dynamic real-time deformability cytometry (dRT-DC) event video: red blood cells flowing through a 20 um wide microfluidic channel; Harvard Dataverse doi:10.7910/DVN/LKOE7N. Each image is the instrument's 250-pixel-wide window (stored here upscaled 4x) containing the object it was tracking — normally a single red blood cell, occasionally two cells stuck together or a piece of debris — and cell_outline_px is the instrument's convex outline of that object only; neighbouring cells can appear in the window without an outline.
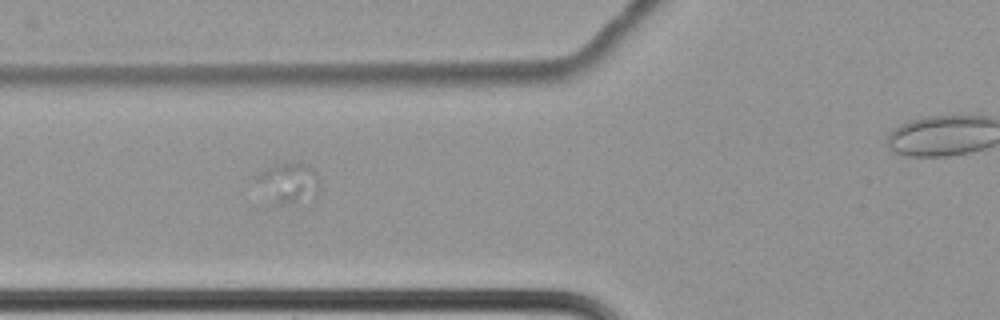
{"species": "common noctule bat (a hibernating species)", "species_latin": "Nyctalus noctula", "temperature_condition": "cold", "stored_images_in_passage": 65, "camera_frame_rate_fps": 3000, "um_per_image_px": 0.085, "animal": {"sex": "female", "body_mass_g": 22.7, "forearm_length_mm": 54.2}, "frame": {"image": 1, "passage_image": 24, "time_ms": 7.667, "image_size_px": [1000, 320], "cell_outline_px": [[320, 188], [316, 192], [292, 204], [276, 204], [252, 176], [272, 164], [296, 160], [312, 168], [320, 180]], "centroid_in_image_um": [24.5, 15.45], "position_along_channel_um": 101.3, "area_um2": 14.68}}
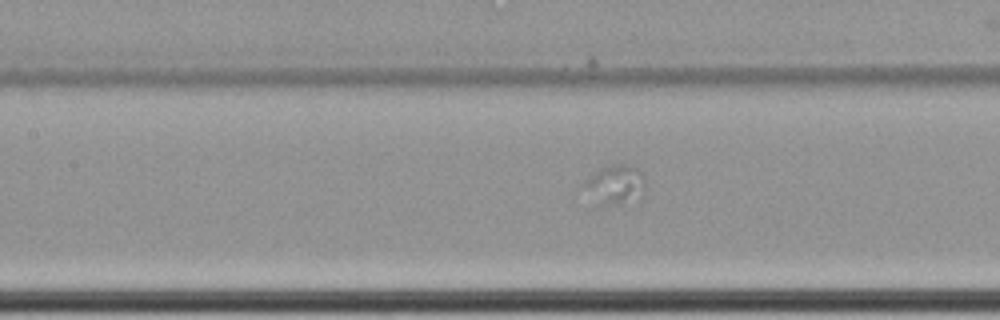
{"frame": {"image": 2, "passage_image": 29, "time_ms": 9.333, "image_size_px": [1000, 320], "cell_outline_px": [[644, 192], [620, 204], [608, 204], [580, 184], [592, 172], [608, 164], [632, 164], [644, 172]], "centroid_in_image_um": [52.34, 15.55], "position_along_channel_um": 155.1, "area_um2": 13.41}}
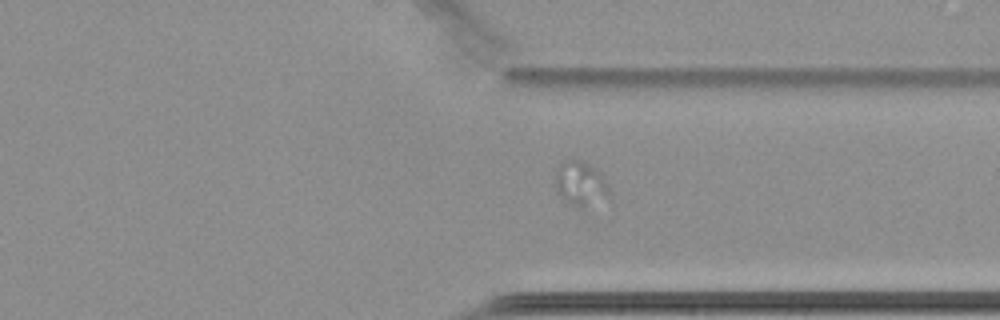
{"frame": {"image": 3, "passage_image": 48, "time_ms": 15.667, "image_size_px": [1000, 320], "cell_outline_px": [[612, 196], [584, 212], [576, 208], [560, 196], [556, 192], [556, 168], [568, 156], [584, 160], [600, 172]], "centroid_in_image_um": [49.36, 15.65], "position_along_channel_um": 362.0, "area_um2": 14.91}}